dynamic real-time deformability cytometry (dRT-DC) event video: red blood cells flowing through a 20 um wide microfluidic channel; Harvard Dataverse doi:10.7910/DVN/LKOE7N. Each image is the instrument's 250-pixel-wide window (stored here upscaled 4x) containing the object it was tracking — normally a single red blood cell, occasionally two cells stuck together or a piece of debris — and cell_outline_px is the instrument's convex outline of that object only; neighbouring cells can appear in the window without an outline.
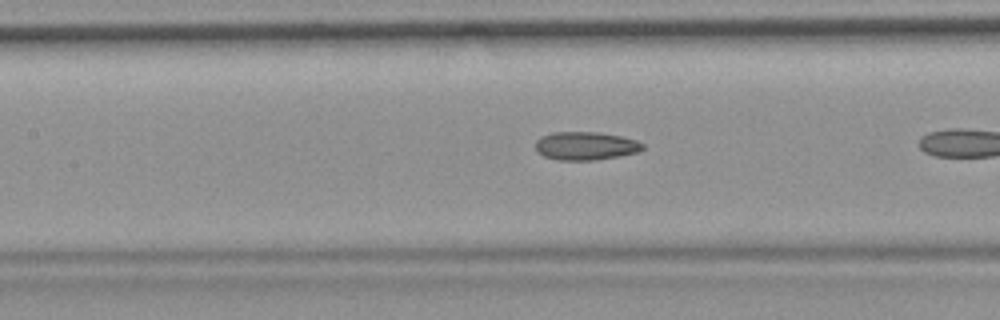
{"species": "common noctule bat (a hibernating species)", "species_latin": "Nyctalus noctula", "temperature_condition": "room temperature", "stored_images_in_passage": 10, "camera_frame_rate_fps": 3000, "um_per_image_px": 0.085, "animal": {"sex": "female", "body_mass_g": 19.9}, "frame": {"image": 1, "passage_image": 9, "time_ms": 2.667, "image_size_px": [1000, 320], "cell_outline_px": [[644, 148], [640, 152], [620, 156], [596, 160], [556, 160], [544, 156], [536, 152], [536, 140], [540, 136], [552, 132], [600, 132], [620, 136], [636, 140], [644, 144]], "centroid_in_image_um": [49.77, 12.4], "position_along_channel_um": 157.6, "area_um2": 17.92}}